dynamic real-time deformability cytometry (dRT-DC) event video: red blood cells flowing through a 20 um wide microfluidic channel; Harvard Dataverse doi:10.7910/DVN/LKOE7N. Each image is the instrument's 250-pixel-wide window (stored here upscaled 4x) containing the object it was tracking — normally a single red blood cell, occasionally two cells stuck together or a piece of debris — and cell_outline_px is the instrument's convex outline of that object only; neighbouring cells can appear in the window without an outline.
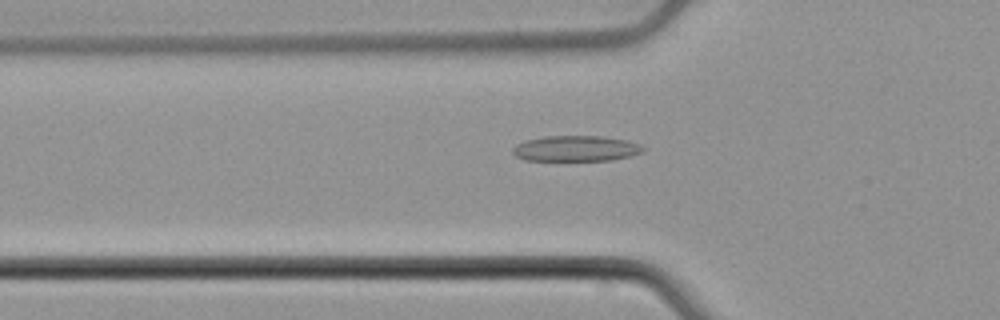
{"species": "common noctule bat (a hibernating species)", "species_latin": "Nyctalus noctula", "temperature_condition": "cold", "stored_images_in_passage": 54, "camera_frame_rate_fps": 3000, "um_per_image_px": 0.085, "animal": {"sex": "male", "body_mass_g": 21.5, "forearm_length_mm": 52.0}, "frame": {"image": 1, "passage_image": 18, "time_ms": 5.667, "image_size_px": [1000, 320], "cell_outline_px": [[644, 152], [612, 160], [524, 160], [516, 156], [512, 152], [512, 148], [516, 144], [524, 140], [544, 136], [604, 136], [628, 140], [640, 144], [644, 148]], "centroid_in_image_um": [48.94, 12.61], "position_along_channel_um": 76.9, "area_um2": 19.59}}
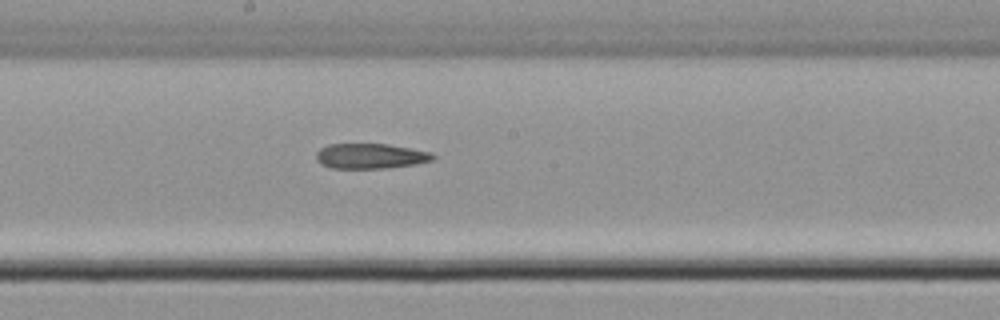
{"frame": {"image": 2, "passage_image": 29, "time_ms": 9.333, "image_size_px": [1000, 320], "cell_outline_px": [[436, 156], [432, 160], [416, 164], [388, 168], [328, 168], [320, 164], [316, 160], [316, 152], [320, 148], [328, 144], [388, 144], [412, 148], [432, 152]], "centroid_in_image_um": [31.48, 13.26], "position_along_channel_um": 216.7, "area_um2": 17.34}}
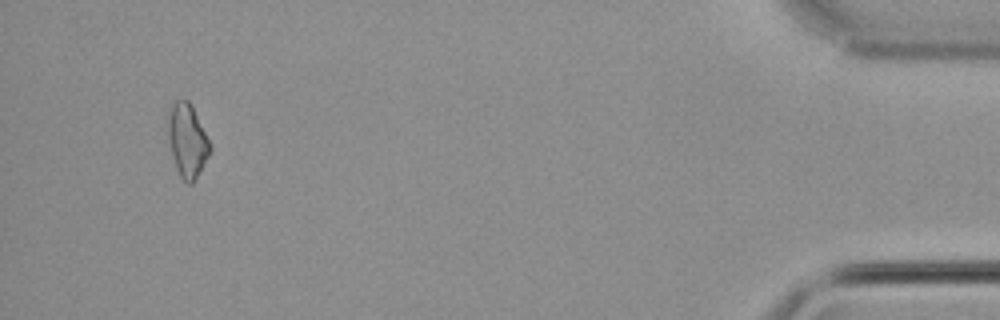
{"frame": {"image": 3, "passage_image": 51, "time_ms": 16.667, "image_size_px": [1000, 320], "cell_outline_px": [[212, 148], [196, 180], [192, 184], [188, 184], [180, 176], [172, 152], [168, 132], [168, 108], [176, 100], [188, 100]], "centroid_in_image_um": [15.91, 11.95], "position_along_channel_um": 419.3, "area_um2": 17.34}}